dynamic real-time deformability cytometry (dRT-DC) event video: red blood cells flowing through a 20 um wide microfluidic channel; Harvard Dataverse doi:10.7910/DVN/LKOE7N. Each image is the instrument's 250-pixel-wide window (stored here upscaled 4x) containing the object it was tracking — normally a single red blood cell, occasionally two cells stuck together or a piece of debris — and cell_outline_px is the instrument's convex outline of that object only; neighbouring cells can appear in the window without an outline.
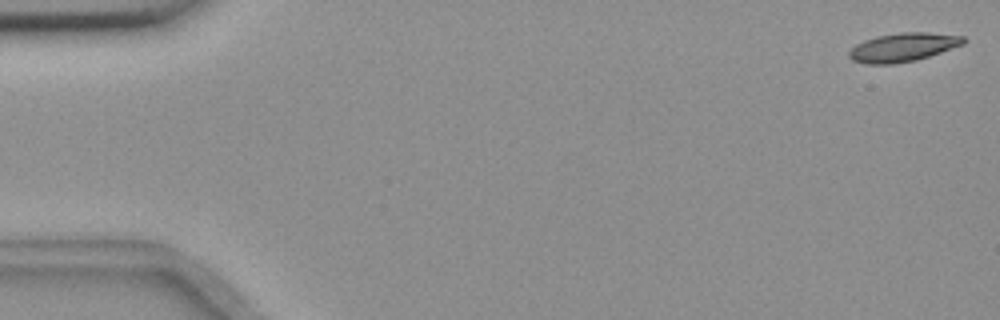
{"species": "common noctule bat (a hibernating species)", "species_latin": "Nyctalus noctula", "temperature_condition": "room temperature", "stored_images_in_passage": 15, "camera_frame_rate_fps": 3000, "um_per_image_px": 0.085, "animal": {"sex": "female", "body_mass_g": 18.4}, "frame": {"image": 1, "passage_image": 1, "time_ms": 0.0, "image_size_px": [1000, 320], "cell_outline_px": [[968, 40], [964, 44], [916, 60], [892, 64], [864, 64], [852, 60], [848, 56], [848, 52], [856, 44], [864, 40], [876, 36], [900, 32], [928, 32], [964, 36]], "centroid_in_image_um": [76.75, 4.01], "position_along_channel_um": 8.3, "area_um2": 19.19}}
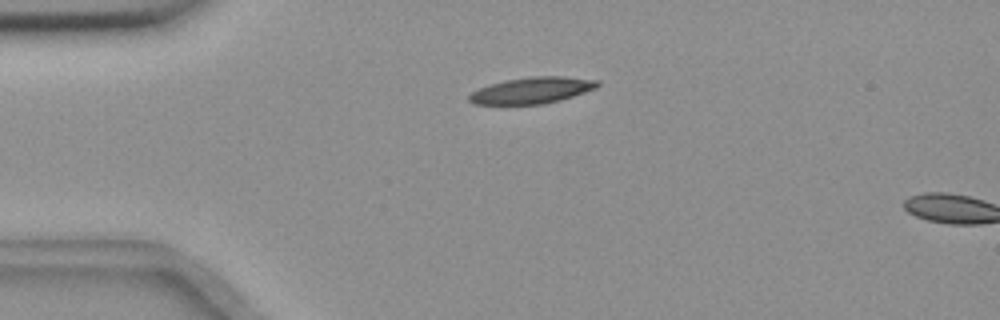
{"frame": {"image": 2, "passage_image": 13, "time_ms": 4.0, "image_size_px": [1000, 320], "cell_outline_px": [[600, 84], [596, 88], [560, 100], [544, 104], [472, 104], [468, 100], [468, 96], [472, 92], [480, 88], [504, 80], [532, 76], [560, 76], [600, 80]], "centroid_in_image_um": [45.22, 7.68], "position_along_channel_um": 39.8, "area_um2": 19.59}}